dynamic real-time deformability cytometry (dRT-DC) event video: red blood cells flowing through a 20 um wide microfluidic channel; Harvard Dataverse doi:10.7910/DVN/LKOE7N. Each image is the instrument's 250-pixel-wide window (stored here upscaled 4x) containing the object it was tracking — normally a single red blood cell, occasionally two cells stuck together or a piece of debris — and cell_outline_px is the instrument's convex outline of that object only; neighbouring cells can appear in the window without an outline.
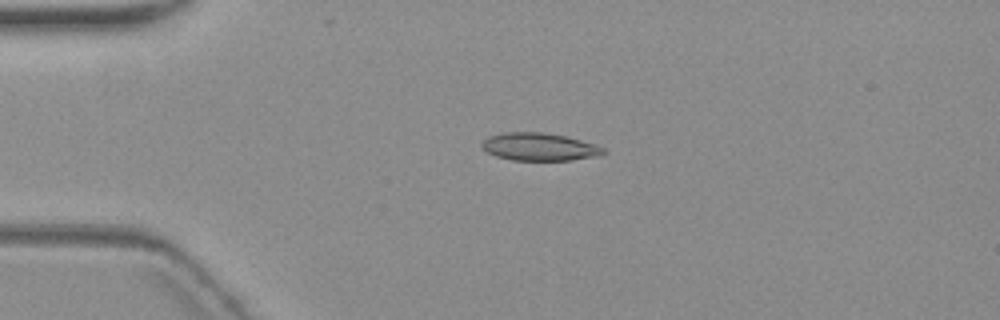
{"species": "common noctule bat (a hibernating species)", "species_latin": "Nyctalus noctula", "temperature_condition": "warm", "stored_images_in_passage": 5, "camera_frame_rate_fps": 3000, "um_per_image_px": 0.085, "animal": {"sex": "female", "body_mass_g": 19.3, "forearm_length_mm": 54.1}, "frame": {"image": 1, "passage_image": 4, "time_ms": 4.0, "image_size_px": [1000, 320], "cell_outline_px": [[608, 152], [596, 156], [572, 160], [512, 160], [496, 156], [488, 152], [480, 144], [488, 136], [504, 132], [544, 132], [564, 136], [596, 144], [604, 148]], "centroid_in_image_um": [45.85, 12.48], "position_along_channel_um": 39.1, "area_um2": 19.59}}